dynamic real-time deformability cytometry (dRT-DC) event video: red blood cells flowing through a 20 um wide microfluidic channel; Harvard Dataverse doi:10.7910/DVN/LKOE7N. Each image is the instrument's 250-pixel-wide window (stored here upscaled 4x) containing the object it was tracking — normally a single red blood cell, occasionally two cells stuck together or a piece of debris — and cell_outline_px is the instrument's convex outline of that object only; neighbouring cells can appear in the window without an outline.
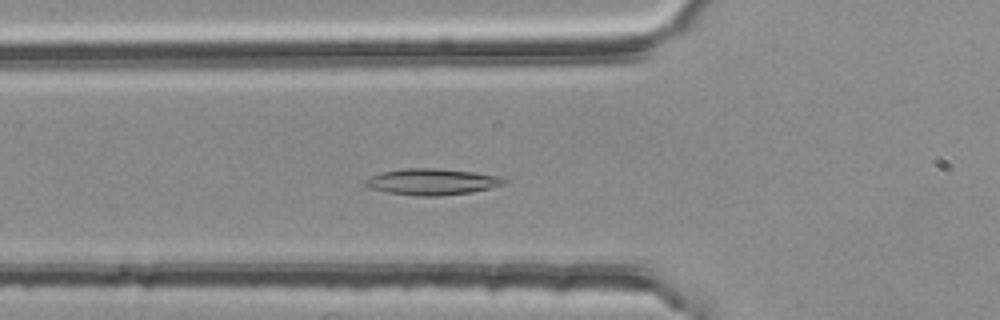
{"species": "common noctule bat (a hibernating species)", "species_latin": "Nyctalus noctula", "temperature_condition": "room temperature", "stored_images_in_passage": 51, "camera_frame_rate_fps": 3000, "um_per_image_px": 0.085, "animal": {"sex": "female", "body_mass_g": 25.1}, "frame": {"image": 1, "passage_image": 18, "time_ms": 5.667, "image_size_px": [1000, 320], "cell_outline_px": [[508, 180], [504, 184], [472, 192], [436, 196], [416, 196], [388, 192], [368, 188], [364, 184], [364, 180], [380, 172], [404, 168], [436, 168], [472, 172], [500, 176]], "centroid_in_image_um": [36.69, 15.45], "position_along_channel_um": 89.1, "area_um2": 21.21}}
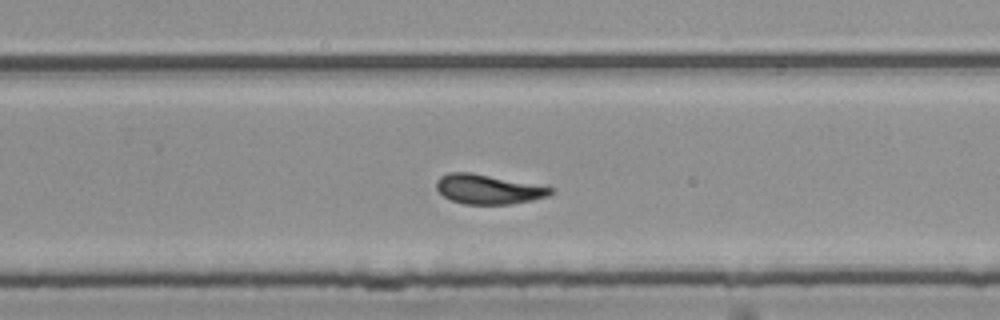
{"frame": {"image": 2, "passage_image": 34, "time_ms": 11.0, "image_size_px": [1000, 320], "cell_outline_px": [[556, 192], [548, 196], [532, 200], [512, 204], [464, 204], [452, 200], [444, 196], [436, 188], [436, 180], [440, 176], [448, 172], [472, 172], [556, 188]], "centroid_in_image_um": [41.52, 16.08], "position_along_channel_um": 288.3, "area_um2": 19.83}}
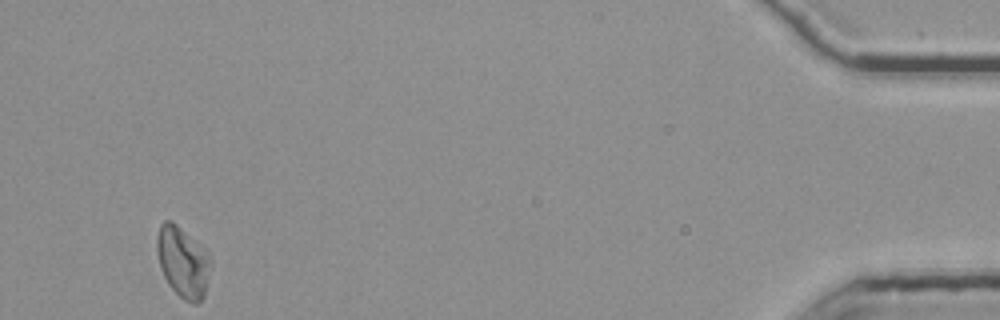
{"frame": {"image": 3, "passage_image": 51, "time_ms": 16.667, "image_size_px": [1000, 320], "cell_outline_px": [[212, 264], [204, 296], [196, 304], [192, 304], [184, 300], [168, 284], [160, 268], [156, 252], [156, 236], [160, 224], [164, 220], [172, 220], [204, 248], [212, 256]], "centroid_in_image_um": [15.55, 22.25], "position_along_channel_um": 419.7, "area_um2": 22.54}, "authors_computed_cell_mechanics": {"area_um2": 20.7502, "velocity_mm_per_s": 3.7335, "shape_relaxation_time_tau1_ms": null, "shape_relaxation_time_tau2_ms": 5.279, "deformation_change_tau1": null, "deformation_change_tau2": 0.146}}